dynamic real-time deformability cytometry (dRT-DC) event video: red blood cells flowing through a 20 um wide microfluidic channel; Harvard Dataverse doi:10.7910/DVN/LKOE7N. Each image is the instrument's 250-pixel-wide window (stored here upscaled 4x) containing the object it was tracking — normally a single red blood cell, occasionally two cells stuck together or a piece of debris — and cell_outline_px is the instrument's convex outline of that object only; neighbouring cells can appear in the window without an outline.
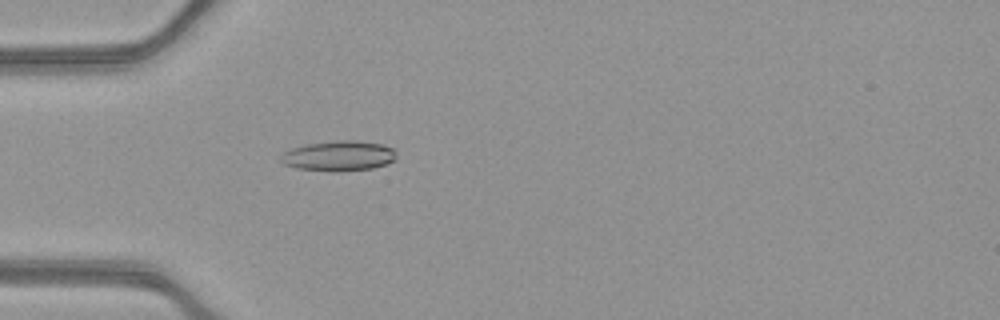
{"species": "common noctule bat (a hibernating species)", "species_latin": "Nyctalus noctula", "temperature_condition": "warm", "stored_images_in_passage": 51, "camera_frame_rate_fps": 3000, "um_per_image_px": 0.085, "animal": {"sex": "female", "body_mass_g": 21.9}, "frame": {"image": 1, "passage_image": 15, "time_ms": 4.667, "image_size_px": [1000, 320], "cell_outline_px": [[396, 160], [372, 168], [340, 172], [336, 172], [296, 168], [284, 164], [280, 160], [280, 156], [284, 152], [292, 148], [308, 144], [336, 140], [356, 140], [384, 144], [392, 148], [396, 152]], "centroid_in_image_um": [28.81, 13.25], "position_along_channel_um": 56.2, "area_um2": 20.46}}
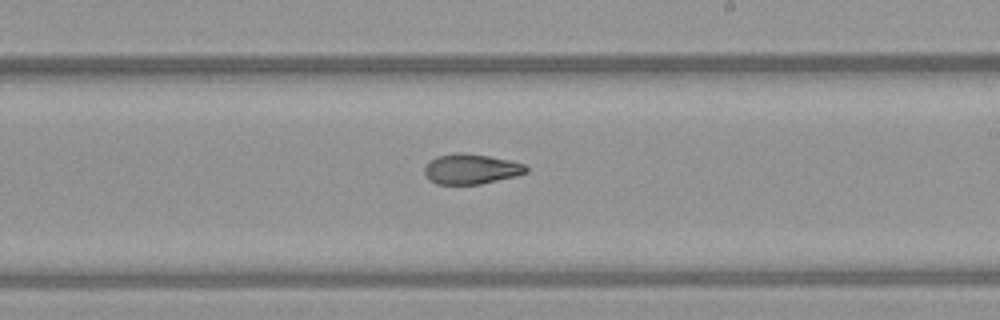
{"frame": {"image": 2, "passage_image": 30, "time_ms": 9.667, "image_size_px": [1000, 320], "cell_outline_px": [[528, 172], [516, 176], [480, 184], [436, 184], [428, 180], [424, 172], [424, 168], [428, 160], [436, 156], [456, 152], [460, 152], [488, 156], [508, 160], [524, 164], [528, 168]], "centroid_in_image_um": [40.0, 14.36], "position_along_channel_um": 249.0, "area_um2": 17.98}}
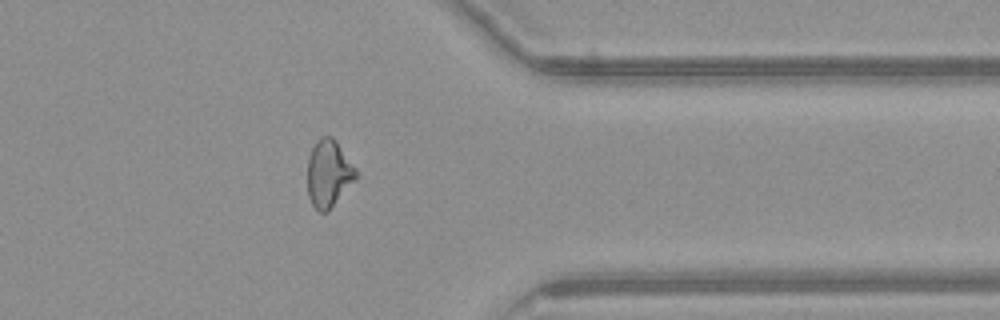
{"frame": {"image": 3, "passage_image": 41, "time_ms": 13.333, "image_size_px": [1000, 320], "cell_outline_px": [[356, 180], [328, 212], [320, 212], [312, 204], [308, 196], [308, 160], [312, 148], [316, 140], [324, 136], [332, 136], [336, 140], [356, 168]], "centroid_in_image_um": [27.94, 14.75], "position_along_channel_um": 383.5, "area_um2": 19.02}, "authors_computed_cell_mechanics": {"area_um2": 18.7272, "velocity_mm_per_s": 3.9634, "shape_relaxation_time_tau1_ms": null, "shape_relaxation_time_tau2_ms": 2.4692, "deformation_change_tau1": null, "deformation_change_tau2": 0.0949}}